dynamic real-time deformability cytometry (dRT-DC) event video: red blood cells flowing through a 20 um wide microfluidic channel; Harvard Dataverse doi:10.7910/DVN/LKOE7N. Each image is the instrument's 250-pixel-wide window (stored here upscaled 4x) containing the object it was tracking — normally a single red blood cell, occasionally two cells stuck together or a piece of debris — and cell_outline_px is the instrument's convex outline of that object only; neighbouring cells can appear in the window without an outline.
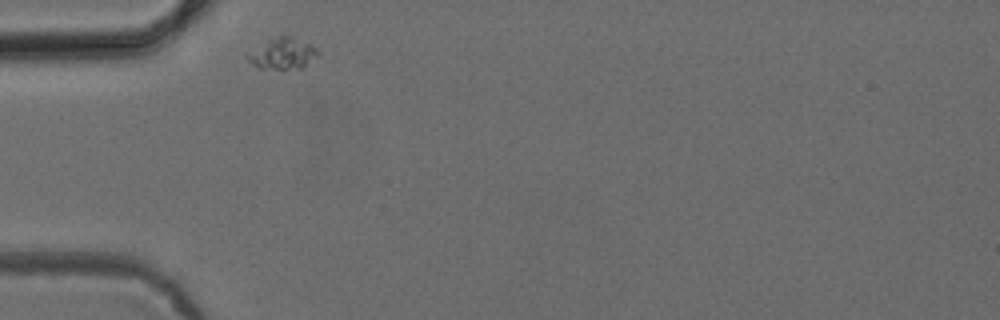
{"species": "common noctule bat (a hibernating species)", "species_latin": "Nyctalus noctula", "temperature_condition": "cold", "stored_images_in_passage": 30, "camera_frame_rate_fps": 3000, "um_per_image_px": 0.085, "animal": {"sex": "female", "body_mass_g": 24.6, "forearm_length_mm": 56.2}, "frame": {"image": 1, "passage_image": 1, "time_ms": 0.0, "image_size_px": [1000, 320], "cell_outline_px": [[320, 52], [304, 68], [260, 68], [252, 64], [244, 56], [268, 40], [280, 36], [288, 36], [312, 44]], "centroid_in_image_um": [24.05, 4.56], "position_along_channel_um": 61.0, "area_um2": 12.43}}
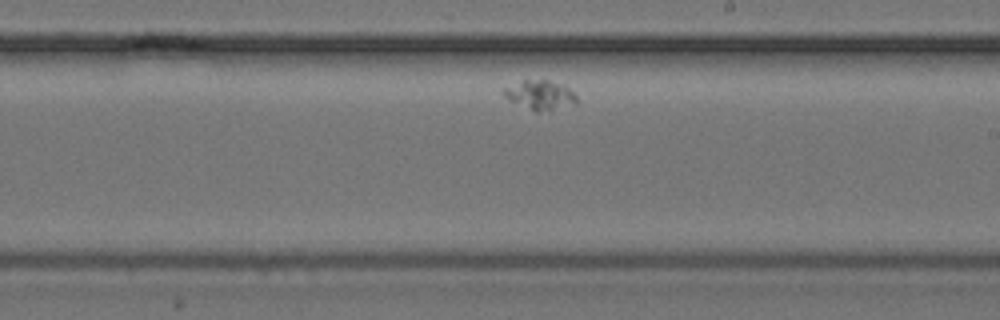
{"frame": {"image": 2, "passage_image": 18, "time_ms": 5.667, "image_size_px": [1000, 320], "cell_outline_px": [[576, 104], [536, 112], [504, 96], [504, 88], [524, 80], [548, 80], [568, 88], [576, 96]], "centroid_in_image_um": [45.92, 8.07], "position_along_channel_um": 243.1, "area_um2": 11.79}}
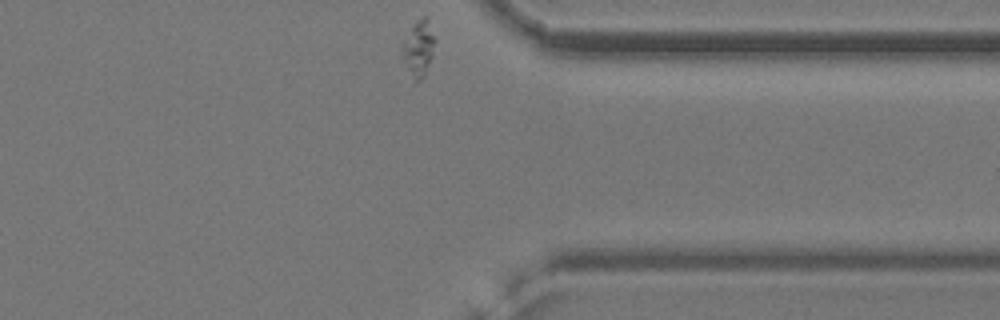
{"frame": {"image": 3, "passage_image": 30, "time_ms": 9.667, "image_size_px": [1000, 320], "cell_outline_px": [[432, 56], [424, 76], [420, 80], [416, 80], [400, 56], [400, 44], [412, 24], [420, 16], [424, 16], [432, 36]], "centroid_in_image_um": [35.48, 4.09], "position_along_channel_um": 375.9, "area_um2": 10.17}}